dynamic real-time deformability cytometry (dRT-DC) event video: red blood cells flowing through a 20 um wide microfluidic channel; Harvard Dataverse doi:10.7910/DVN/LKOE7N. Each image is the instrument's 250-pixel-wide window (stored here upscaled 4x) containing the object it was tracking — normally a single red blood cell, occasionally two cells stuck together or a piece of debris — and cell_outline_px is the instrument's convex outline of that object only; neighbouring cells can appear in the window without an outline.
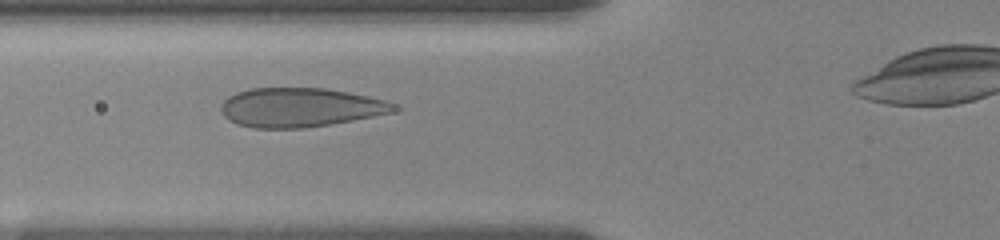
{"species": "human", "species_latin": "Homo sapiens", "temperature_condition": "room temperature", "stored_images_in_passage": 13, "camera_frame_rate_fps": 3000, "um_per_image_px": 0.085, "donor": {"sex": "female"}, "frame": {"image": 1, "passage_image": 12, "time_ms": 3.0, "image_size_px": [1000, 240], "cell_outline_px": [[400, 108], [392, 112], [352, 120], [304, 128], [252, 128], [236, 124], [228, 120], [224, 116], [220, 108], [220, 104], [228, 96], [236, 92], [252, 88], [324, 88], [348, 92], [368, 96], [384, 100]], "centroid_in_image_um": [25.44, 9.13], "position_along_channel_um": 100.4, "area_um2": 39.3}}